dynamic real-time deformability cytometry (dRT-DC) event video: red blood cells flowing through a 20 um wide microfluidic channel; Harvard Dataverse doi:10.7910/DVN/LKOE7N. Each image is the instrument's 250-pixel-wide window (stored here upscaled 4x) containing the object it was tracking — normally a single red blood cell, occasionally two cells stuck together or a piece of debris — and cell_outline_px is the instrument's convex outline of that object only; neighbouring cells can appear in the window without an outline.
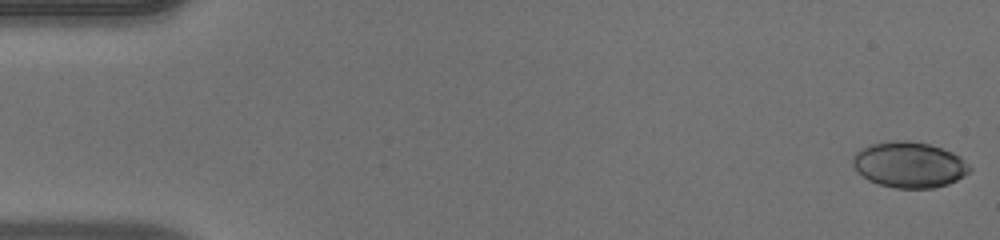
{"species": "human", "species_latin": "Homo sapiens", "temperature_condition": "warm", "stored_images_in_passage": 15, "camera_frame_rate_fps": 3000, "um_per_image_px": 0.085, "donor": {"sex": "male"}, "frame": {"image": 1, "passage_image": 1, "time_ms": 0.0, "image_size_px": [1000, 240], "cell_outline_px": [[972, 168], [964, 176], [948, 184], [932, 188], [896, 188], [880, 184], [868, 180], [856, 172], [852, 164], [852, 156], [860, 148], [868, 144], [892, 140], [908, 140], [928, 144], [952, 152], [960, 156]], "centroid_in_image_um": [77.24, 13.99], "position_along_channel_um": 7.8, "area_um2": 31.39}}
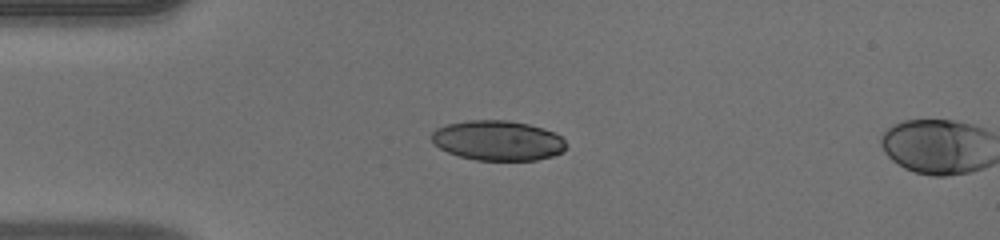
{"frame": {"image": 2, "passage_image": 13, "time_ms": 4.0, "image_size_px": [1000, 240], "cell_outline_px": [[568, 148], [552, 156], [536, 160], [476, 160], [460, 156], [448, 152], [440, 148], [432, 140], [432, 132], [436, 128], [448, 124], [468, 120], [508, 120], [528, 124], [544, 128], [556, 132], [568, 144]], "centroid_in_image_um": [42.35, 11.94], "position_along_channel_um": 42.6, "area_um2": 31.39}}